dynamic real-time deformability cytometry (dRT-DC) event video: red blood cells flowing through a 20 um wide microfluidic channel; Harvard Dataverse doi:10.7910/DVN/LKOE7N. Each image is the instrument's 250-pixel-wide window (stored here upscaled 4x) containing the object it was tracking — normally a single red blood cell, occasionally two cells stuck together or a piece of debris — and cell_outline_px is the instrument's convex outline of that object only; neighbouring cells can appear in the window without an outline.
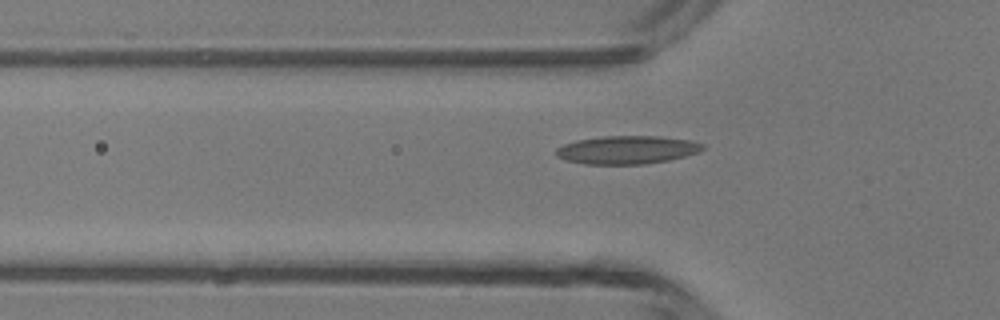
{"species": "common noctule bat (a hibernating species)", "species_latin": "Nyctalus noctula", "temperature_condition": "room temperature", "stored_images_in_passage": 35, "camera_frame_rate_fps": 3000, "um_per_image_px": 0.085, "animal": {"sex": "male", "body_mass_g": 13.3}, "frame": {"image": 1, "passage_image": 4, "time_ms": 1.0, "image_size_px": [1000, 320], "cell_outline_px": [[704, 148], [700, 152], [668, 160], [644, 164], [584, 164], [564, 160], [556, 156], [556, 148], [564, 144], [576, 140], [604, 136], [660, 136], [692, 140], [704, 144]], "centroid_in_image_um": [53.3, 12.73], "position_along_channel_um": 72.5, "area_um2": 24.22}}
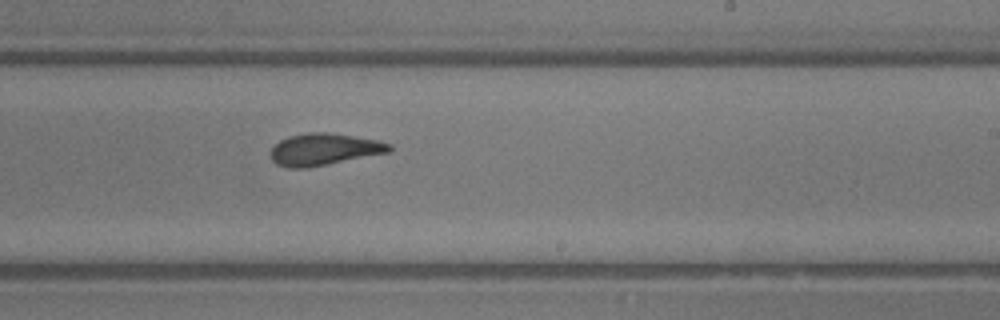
{"frame": {"image": 2, "passage_image": 17, "time_ms": 5.333, "image_size_px": [1000, 320], "cell_outline_px": [[392, 152], [308, 168], [288, 168], [276, 164], [272, 160], [268, 152], [280, 140], [288, 136], [308, 132], [328, 132], [380, 140], [392, 144]], "centroid_in_image_um": [27.56, 12.7], "position_along_channel_um": 261.4, "area_um2": 22.48}}
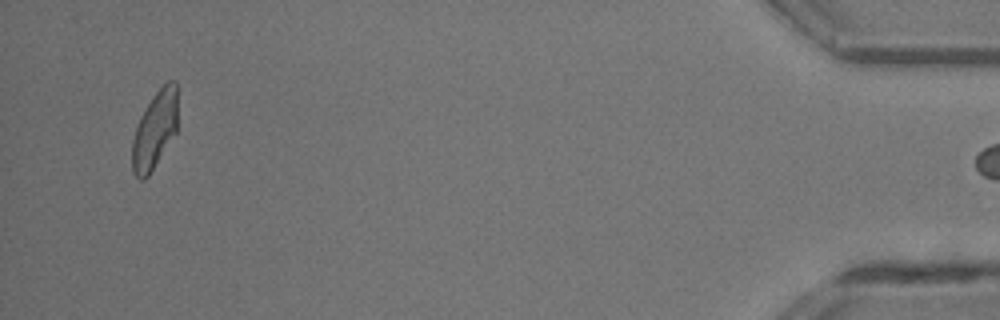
{"frame": {"image": 3, "passage_image": 34, "time_ms": 11.0, "image_size_px": [1000, 320], "cell_outline_px": [[176, 132], [148, 176], [144, 180], [140, 180], [132, 172], [132, 140], [140, 116], [152, 96], [168, 80], [176, 80]], "centroid_in_image_um": [13.13, 11.06], "position_along_channel_um": 422.1, "area_um2": 20.29}, "authors_computed_cell_mechanics": {"area_um2": 21.7906, "velocity_mm_per_s": 4.3457, "shape_relaxation_time_tau1_ms": null, "shape_relaxation_time_tau2_ms": 2.113, "deformation_change_tau1": null, "deformation_change_tau2": 0.1029}}